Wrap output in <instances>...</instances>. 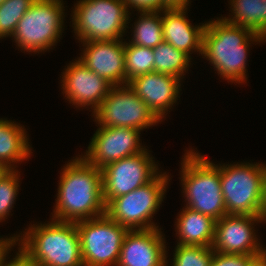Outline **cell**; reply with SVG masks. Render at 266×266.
I'll return each instance as SVG.
<instances>
[{
  "label": "cell",
  "instance_id": "obj_29",
  "mask_svg": "<svg viewBox=\"0 0 266 266\" xmlns=\"http://www.w3.org/2000/svg\"><path fill=\"white\" fill-rule=\"evenodd\" d=\"M127 9L134 8L139 12L162 11V0H123ZM129 7V8H128Z\"/></svg>",
  "mask_w": 266,
  "mask_h": 266
},
{
  "label": "cell",
  "instance_id": "obj_27",
  "mask_svg": "<svg viewBox=\"0 0 266 266\" xmlns=\"http://www.w3.org/2000/svg\"><path fill=\"white\" fill-rule=\"evenodd\" d=\"M10 170L0 180V222L5 220L12 210L19 190V174L18 170ZM19 173V174H18Z\"/></svg>",
  "mask_w": 266,
  "mask_h": 266
},
{
  "label": "cell",
  "instance_id": "obj_31",
  "mask_svg": "<svg viewBox=\"0 0 266 266\" xmlns=\"http://www.w3.org/2000/svg\"><path fill=\"white\" fill-rule=\"evenodd\" d=\"M16 243L18 244V235L5 239L0 237V266H2L4 259L8 255L7 253L11 251L12 247L15 246Z\"/></svg>",
  "mask_w": 266,
  "mask_h": 266
},
{
  "label": "cell",
  "instance_id": "obj_7",
  "mask_svg": "<svg viewBox=\"0 0 266 266\" xmlns=\"http://www.w3.org/2000/svg\"><path fill=\"white\" fill-rule=\"evenodd\" d=\"M63 0H34L18 22L14 41L24 52L40 53L52 49L62 36Z\"/></svg>",
  "mask_w": 266,
  "mask_h": 266
},
{
  "label": "cell",
  "instance_id": "obj_13",
  "mask_svg": "<svg viewBox=\"0 0 266 266\" xmlns=\"http://www.w3.org/2000/svg\"><path fill=\"white\" fill-rule=\"evenodd\" d=\"M140 130L130 127H99L83 158L97 168L144 151Z\"/></svg>",
  "mask_w": 266,
  "mask_h": 266
},
{
  "label": "cell",
  "instance_id": "obj_20",
  "mask_svg": "<svg viewBox=\"0 0 266 266\" xmlns=\"http://www.w3.org/2000/svg\"><path fill=\"white\" fill-rule=\"evenodd\" d=\"M25 130L14 121L0 119V164L10 170H15L14 163L28 159L32 153Z\"/></svg>",
  "mask_w": 266,
  "mask_h": 266
},
{
  "label": "cell",
  "instance_id": "obj_10",
  "mask_svg": "<svg viewBox=\"0 0 266 266\" xmlns=\"http://www.w3.org/2000/svg\"><path fill=\"white\" fill-rule=\"evenodd\" d=\"M92 113L99 127H130L142 131L161 122L128 84L112 86Z\"/></svg>",
  "mask_w": 266,
  "mask_h": 266
},
{
  "label": "cell",
  "instance_id": "obj_32",
  "mask_svg": "<svg viewBox=\"0 0 266 266\" xmlns=\"http://www.w3.org/2000/svg\"><path fill=\"white\" fill-rule=\"evenodd\" d=\"M189 3L190 0H162V11L188 9Z\"/></svg>",
  "mask_w": 266,
  "mask_h": 266
},
{
  "label": "cell",
  "instance_id": "obj_25",
  "mask_svg": "<svg viewBox=\"0 0 266 266\" xmlns=\"http://www.w3.org/2000/svg\"><path fill=\"white\" fill-rule=\"evenodd\" d=\"M34 0H5L0 4V39L11 37Z\"/></svg>",
  "mask_w": 266,
  "mask_h": 266
},
{
  "label": "cell",
  "instance_id": "obj_11",
  "mask_svg": "<svg viewBox=\"0 0 266 266\" xmlns=\"http://www.w3.org/2000/svg\"><path fill=\"white\" fill-rule=\"evenodd\" d=\"M147 149L111 162L101 169L102 197L105 206L114 198L123 196L149 182L159 173L158 166ZM159 171V172H158Z\"/></svg>",
  "mask_w": 266,
  "mask_h": 266
},
{
  "label": "cell",
  "instance_id": "obj_28",
  "mask_svg": "<svg viewBox=\"0 0 266 266\" xmlns=\"http://www.w3.org/2000/svg\"><path fill=\"white\" fill-rule=\"evenodd\" d=\"M255 256L246 254H224L213 251L210 266H247Z\"/></svg>",
  "mask_w": 266,
  "mask_h": 266
},
{
  "label": "cell",
  "instance_id": "obj_16",
  "mask_svg": "<svg viewBox=\"0 0 266 266\" xmlns=\"http://www.w3.org/2000/svg\"><path fill=\"white\" fill-rule=\"evenodd\" d=\"M124 39L82 42L85 49L78 58L89 70L113 86L125 85Z\"/></svg>",
  "mask_w": 266,
  "mask_h": 266
},
{
  "label": "cell",
  "instance_id": "obj_3",
  "mask_svg": "<svg viewBox=\"0 0 266 266\" xmlns=\"http://www.w3.org/2000/svg\"><path fill=\"white\" fill-rule=\"evenodd\" d=\"M50 220L25 229L18 246L39 266H84L76 223Z\"/></svg>",
  "mask_w": 266,
  "mask_h": 266
},
{
  "label": "cell",
  "instance_id": "obj_19",
  "mask_svg": "<svg viewBox=\"0 0 266 266\" xmlns=\"http://www.w3.org/2000/svg\"><path fill=\"white\" fill-rule=\"evenodd\" d=\"M176 222L177 245L212 247L216 220L185 206Z\"/></svg>",
  "mask_w": 266,
  "mask_h": 266
},
{
  "label": "cell",
  "instance_id": "obj_23",
  "mask_svg": "<svg viewBox=\"0 0 266 266\" xmlns=\"http://www.w3.org/2000/svg\"><path fill=\"white\" fill-rule=\"evenodd\" d=\"M140 16L134 23L133 37L130 43L155 48L164 41L161 11L138 12Z\"/></svg>",
  "mask_w": 266,
  "mask_h": 266
},
{
  "label": "cell",
  "instance_id": "obj_21",
  "mask_svg": "<svg viewBox=\"0 0 266 266\" xmlns=\"http://www.w3.org/2000/svg\"><path fill=\"white\" fill-rule=\"evenodd\" d=\"M231 18L222 17L233 25H239L262 35L266 39V0H230Z\"/></svg>",
  "mask_w": 266,
  "mask_h": 266
},
{
  "label": "cell",
  "instance_id": "obj_17",
  "mask_svg": "<svg viewBox=\"0 0 266 266\" xmlns=\"http://www.w3.org/2000/svg\"><path fill=\"white\" fill-rule=\"evenodd\" d=\"M180 82L181 79L175 76L151 72L133 78L128 85L162 121L180 97Z\"/></svg>",
  "mask_w": 266,
  "mask_h": 266
},
{
  "label": "cell",
  "instance_id": "obj_5",
  "mask_svg": "<svg viewBox=\"0 0 266 266\" xmlns=\"http://www.w3.org/2000/svg\"><path fill=\"white\" fill-rule=\"evenodd\" d=\"M220 183L227 214L266 216L262 164H220Z\"/></svg>",
  "mask_w": 266,
  "mask_h": 266
},
{
  "label": "cell",
  "instance_id": "obj_6",
  "mask_svg": "<svg viewBox=\"0 0 266 266\" xmlns=\"http://www.w3.org/2000/svg\"><path fill=\"white\" fill-rule=\"evenodd\" d=\"M74 7L72 26L80 42L122 39L130 23L123 0H80Z\"/></svg>",
  "mask_w": 266,
  "mask_h": 266
},
{
  "label": "cell",
  "instance_id": "obj_34",
  "mask_svg": "<svg viewBox=\"0 0 266 266\" xmlns=\"http://www.w3.org/2000/svg\"><path fill=\"white\" fill-rule=\"evenodd\" d=\"M10 171L5 165L0 164V180Z\"/></svg>",
  "mask_w": 266,
  "mask_h": 266
},
{
  "label": "cell",
  "instance_id": "obj_26",
  "mask_svg": "<svg viewBox=\"0 0 266 266\" xmlns=\"http://www.w3.org/2000/svg\"><path fill=\"white\" fill-rule=\"evenodd\" d=\"M172 266H210L212 247L176 245Z\"/></svg>",
  "mask_w": 266,
  "mask_h": 266
},
{
  "label": "cell",
  "instance_id": "obj_4",
  "mask_svg": "<svg viewBox=\"0 0 266 266\" xmlns=\"http://www.w3.org/2000/svg\"><path fill=\"white\" fill-rule=\"evenodd\" d=\"M181 183L186 207L218 221L225 216V202L220 183V164L215 165L204 155L189 150L184 154Z\"/></svg>",
  "mask_w": 266,
  "mask_h": 266
},
{
  "label": "cell",
  "instance_id": "obj_22",
  "mask_svg": "<svg viewBox=\"0 0 266 266\" xmlns=\"http://www.w3.org/2000/svg\"><path fill=\"white\" fill-rule=\"evenodd\" d=\"M154 54V72L172 75L182 79L190 67L191 58L176 49L170 43L163 41L153 48Z\"/></svg>",
  "mask_w": 266,
  "mask_h": 266
},
{
  "label": "cell",
  "instance_id": "obj_18",
  "mask_svg": "<svg viewBox=\"0 0 266 266\" xmlns=\"http://www.w3.org/2000/svg\"><path fill=\"white\" fill-rule=\"evenodd\" d=\"M187 9L163 10L161 13L163 38L190 58L191 52L202 55L203 32L206 23L193 26L186 18Z\"/></svg>",
  "mask_w": 266,
  "mask_h": 266
},
{
  "label": "cell",
  "instance_id": "obj_9",
  "mask_svg": "<svg viewBox=\"0 0 266 266\" xmlns=\"http://www.w3.org/2000/svg\"><path fill=\"white\" fill-rule=\"evenodd\" d=\"M84 266H117L129 229L106 214L76 222Z\"/></svg>",
  "mask_w": 266,
  "mask_h": 266
},
{
  "label": "cell",
  "instance_id": "obj_14",
  "mask_svg": "<svg viewBox=\"0 0 266 266\" xmlns=\"http://www.w3.org/2000/svg\"><path fill=\"white\" fill-rule=\"evenodd\" d=\"M63 94L75 107H87L93 110L103 102L112 84L106 79L89 70L79 60L70 62L62 73Z\"/></svg>",
  "mask_w": 266,
  "mask_h": 266
},
{
  "label": "cell",
  "instance_id": "obj_2",
  "mask_svg": "<svg viewBox=\"0 0 266 266\" xmlns=\"http://www.w3.org/2000/svg\"><path fill=\"white\" fill-rule=\"evenodd\" d=\"M266 39L251 29L233 25L223 18L206 22L203 32L202 56L213 65L218 75L228 82L247 80L246 61L249 46Z\"/></svg>",
  "mask_w": 266,
  "mask_h": 266
},
{
  "label": "cell",
  "instance_id": "obj_30",
  "mask_svg": "<svg viewBox=\"0 0 266 266\" xmlns=\"http://www.w3.org/2000/svg\"><path fill=\"white\" fill-rule=\"evenodd\" d=\"M12 260L4 259L2 266H39L20 246Z\"/></svg>",
  "mask_w": 266,
  "mask_h": 266
},
{
  "label": "cell",
  "instance_id": "obj_15",
  "mask_svg": "<svg viewBox=\"0 0 266 266\" xmlns=\"http://www.w3.org/2000/svg\"><path fill=\"white\" fill-rule=\"evenodd\" d=\"M160 230H129L117 266H168L166 242Z\"/></svg>",
  "mask_w": 266,
  "mask_h": 266
},
{
  "label": "cell",
  "instance_id": "obj_35",
  "mask_svg": "<svg viewBox=\"0 0 266 266\" xmlns=\"http://www.w3.org/2000/svg\"><path fill=\"white\" fill-rule=\"evenodd\" d=\"M263 173H264V201H265V209H266V165L262 164Z\"/></svg>",
  "mask_w": 266,
  "mask_h": 266
},
{
  "label": "cell",
  "instance_id": "obj_12",
  "mask_svg": "<svg viewBox=\"0 0 266 266\" xmlns=\"http://www.w3.org/2000/svg\"><path fill=\"white\" fill-rule=\"evenodd\" d=\"M262 221L266 222V216L226 214L216 221L213 251L255 257L266 253V249L258 242L253 227L255 222Z\"/></svg>",
  "mask_w": 266,
  "mask_h": 266
},
{
  "label": "cell",
  "instance_id": "obj_1",
  "mask_svg": "<svg viewBox=\"0 0 266 266\" xmlns=\"http://www.w3.org/2000/svg\"><path fill=\"white\" fill-rule=\"evenodd\" d=\"M63 167L51 219L76 223L105 214L101 169L82 156Z\"/></svg>",
  "mask_w": 266,
  "mask_h": 266
},
{
  "label": "cell",
  "instance_id": "obj_24",
  "mask_svg": "<svg viewBox=\"0 0 266 266\" xmlns=\"http://www.w3.org/2000/svg\"><path fill=\"white\" fill-rule=\"evenodd\" d=\"M125 85L133 78L154 72L153 48L143 47L124 41Z\"/></svg>",
  "mask_w": 266,
  "mask_h": 266
},
{
  "label": "cell",
  "instance_id": "obj_33",
  "mask_svg": "<svg viewBox=\"0 0 266 266\" xmlns=\"http://www.w3.org/2000/svg\"><path fill=\"white\" fill-rule=\"evenodd\" d=\"M247 266H266V253L255 257Z\"/></svg>",
  "mask_w": 266,
  "mask_h": 266
},
{
  "label": "cell",
  "instance_id": "obj_8",
  "mask_svg": "<svg viewBox=\"0 0 266 266\" xmlns=\"http://www.w3.org/2000/svg\"><path fill=\"white\" fill-rule=\"evenodd\" d=\"M168 180L166 172L159 173L151 182L112 199L105 206V214L129 230L159 228L151 220L164 199Z\"/></svg>",
  "mask_w": 266,
  "mask_h": 266
}]
</instances>
